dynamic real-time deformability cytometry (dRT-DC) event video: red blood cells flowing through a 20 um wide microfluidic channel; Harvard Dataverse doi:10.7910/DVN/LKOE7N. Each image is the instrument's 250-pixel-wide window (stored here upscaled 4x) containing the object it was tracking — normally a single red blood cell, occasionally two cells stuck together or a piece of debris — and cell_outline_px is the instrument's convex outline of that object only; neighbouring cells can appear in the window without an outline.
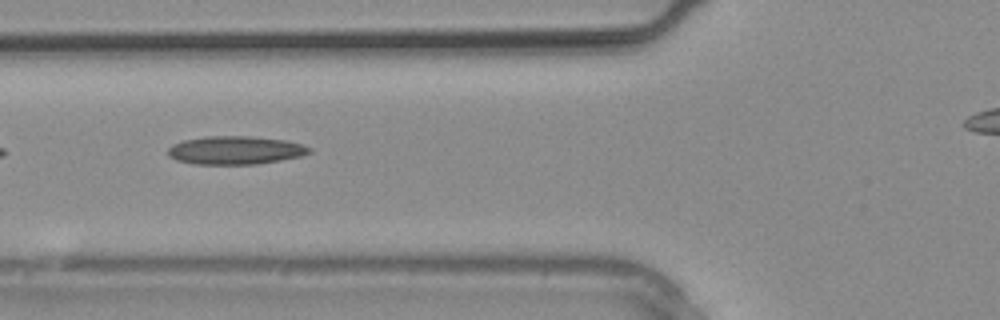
{"species": "common noctule bat (a hibernating species)", "species_latin": "Nyctalus noctula", "temperature_condition": "warm", "stored_images_in_passage": 5, "camera_frame_rate_fps": 3000, "um_per_image_px": 0.085, "animal": {"sex": "male", "body_mass_g": 20.4}, "frame": {"image": 1, "passage_image": 4, "time_ms": 1.0, "image_size_px": [1000, 320], "cell_outline_px": [[312, 152], [300, 156], [280, 160], [256, 164], [192, 164], [176, 160], [168, 156], [168, 148], [172, 144], [184, 140], [208, 136], [248, 136], [284, 140], [300, 144], [312, 148]], "centroid_in_image_um": [19.97, 12.77], "position_along_channel_um": 105.8, "area_um2": 23.24}}